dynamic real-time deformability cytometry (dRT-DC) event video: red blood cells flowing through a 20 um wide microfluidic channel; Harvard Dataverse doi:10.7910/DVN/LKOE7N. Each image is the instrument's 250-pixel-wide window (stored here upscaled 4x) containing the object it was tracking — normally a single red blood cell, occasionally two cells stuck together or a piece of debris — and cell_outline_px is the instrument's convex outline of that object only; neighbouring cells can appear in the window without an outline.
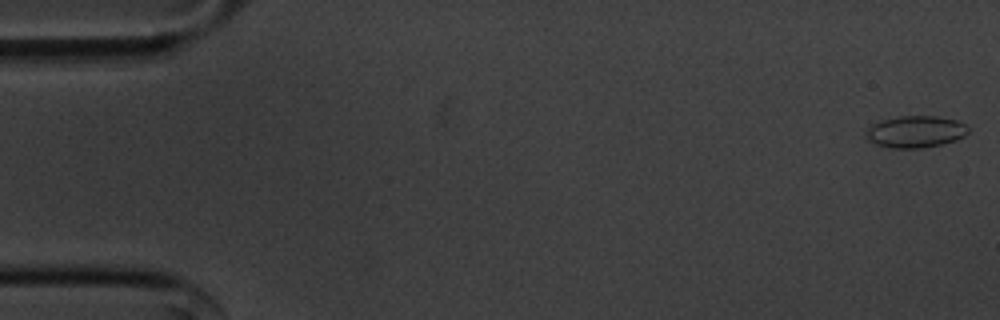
{"species": "common noctule bat (a hibernating species)", "species_latin": "Nyctalus noctula", "temperature_condition": "cold", "stored_images_in_passage": 14, "camera_frame_rate_fps": 3000, "um_per_image_px": 0.085, "animal": {"sex": "male", "body_mass_g": 20.1, "forearm_length_mm": 53.5}, "frame": {"image": 1, "passage_image": 1, "time_ms": 0.0, "image_size_px": [1000, 320], "cell_outline_px": [[968, 132], [964, 136], [956, 140], [940, 144], [920, 148], [892, 148], [876, 144], [868, 140], [864, 136], [868, 128], [872, 124], [880, 120], [900, 116], [936, 116], [956, 120], [964, 124], [968, 128]], "centroid_in_image_um": [77.79, 11.19], "position_along_channel_um": 7.2, "area_um2": 18.9}}